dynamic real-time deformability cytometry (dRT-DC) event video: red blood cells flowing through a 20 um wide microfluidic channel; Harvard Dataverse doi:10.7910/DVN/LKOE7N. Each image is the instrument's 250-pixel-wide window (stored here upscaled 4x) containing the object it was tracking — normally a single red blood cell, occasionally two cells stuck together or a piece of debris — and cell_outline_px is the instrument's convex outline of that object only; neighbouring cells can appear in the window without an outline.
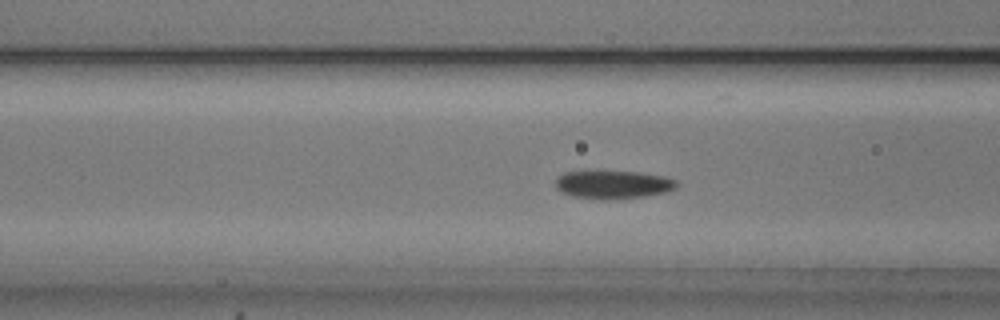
{"species": "common noctule bat (a hibernating species)", "species_latin": "Nyctalus noctula", "temperature_condition": "cold", "stored_images_in_passage": 54, "camera_frame_rate_fps": 3000, "um_per_image_px": 0.085, "animal": {"sex": "male", "body_mass_g": 20.5, "forearm_length_mm": 52.5}, "frame": {"image": 1, "passage_image": 21, "time_ms": 6.667, "image_size_px": [1000, 320], "cell_outline_px": [[680, 184], [676, 188], [664, 192], [644, 196], [616, 200], [600, 200], [572, 196], [560, 192], [556, 188], [556, 176], [564, 172], [640, 172], [664, 176], [676, 180]], "centroid_in_image_um": [52.11, 15.71], "position_along_channel_um": 114.5, "area_um2": 20.06}}
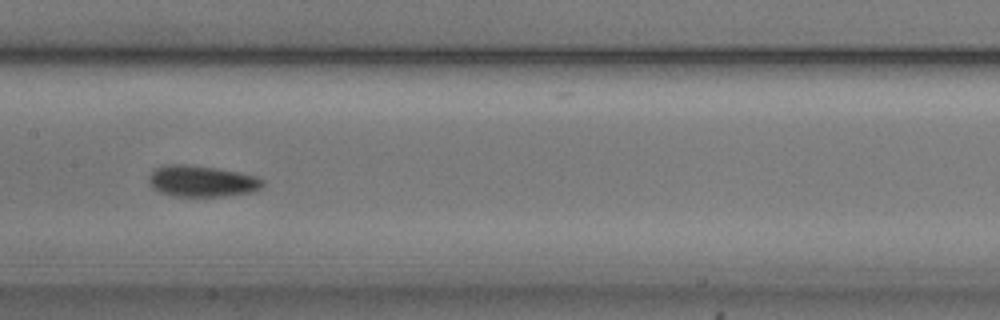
{"frame": {"image": 2, "passage_image": 27, "time_ms": 8.667, "image_size_px": [1000, 320], "cell_outline_px": [[264, 184], [260, 188], [252, 192], [224, 196], [172, 196], [160, 192], [152, 188], [148, 184], [148, 176], [160, 164], [192, 164], [216, 168], [256, 176], [264, 180]], "centroid_in_image_um": [17.1, 15.39], "position_along_channel_um": 190.3, "area_um2": 20.98}}
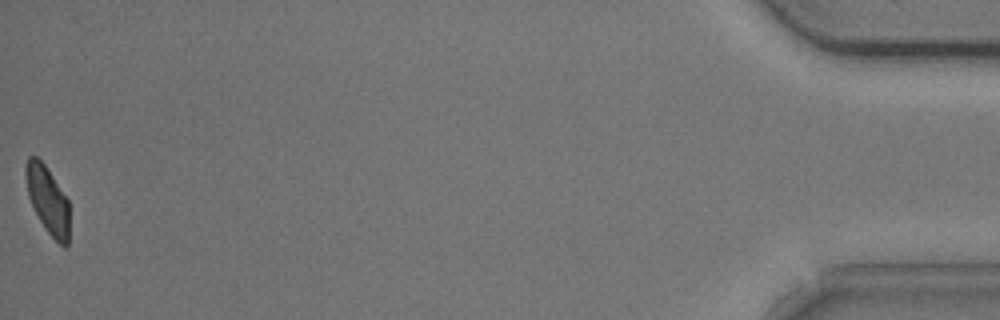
{"frame": {"image": 3, "passage_image": 54, "time_ms": 17.667, "image_size_px": [1000, 320], "cell_outline_px": [[68, 244], [64, 248], [44, 228], [28, 196], [24, 176], [24, 164], [28, 156], [36, 156], [44, 164], [68, 200]], "centroid_in_image_um": [4.01, 16.95], "position_along_channel_um": 431.2, "area_um2": 16.94}, "authors_computed_cell_mechanics": {"area_um2": 19.2185, "velocity_mm_per_s": 3.7716, "shape_relaxation_time_tau1_ms": 3.7679, "shape_relaxation_time_tau2_ms": 5.1784, "deformation_change_tau1": 0.0998, "deformation_change_tau2": 0.0832}}